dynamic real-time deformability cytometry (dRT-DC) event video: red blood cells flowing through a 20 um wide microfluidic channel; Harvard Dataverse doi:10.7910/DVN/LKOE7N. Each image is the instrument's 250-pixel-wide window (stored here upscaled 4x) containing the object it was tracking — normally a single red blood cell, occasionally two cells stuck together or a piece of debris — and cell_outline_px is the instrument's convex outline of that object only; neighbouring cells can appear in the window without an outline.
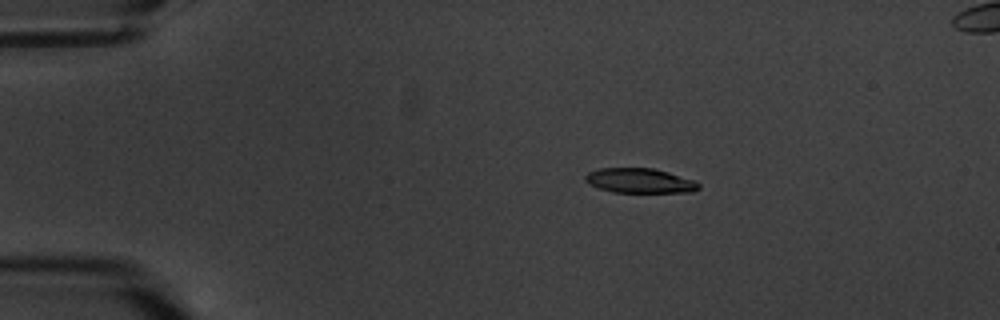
{"species": "common noctule bat (a hibernating species)", "species_latin": "Nyctalus noctula", "temperature_condition": "warm", "stored_images_in_passage": 6, "camera_frame_rate_fps": 3000, "um_per_image_px": 0.085, "animal": {"sex": "male", "body_mass_g": 20.1, "forearm_length_mm": 53.5}, "frame": {"image": 1, "passage_image": 4, "time_ms": 3.333, "image_size_px": [1000, 320], "cell_outline_px": [[700, 188], [692, 192], [612, 192], [588, 184], [584, 180], [584, 176], [588, 172], [600, 168], [652, 168], [668, 172], [692, 180], [700, 184]], "centroid_in_image_um": [54.34, 15.36], "position_along_channel_um": 30.7, "area_um2": 16.24}}